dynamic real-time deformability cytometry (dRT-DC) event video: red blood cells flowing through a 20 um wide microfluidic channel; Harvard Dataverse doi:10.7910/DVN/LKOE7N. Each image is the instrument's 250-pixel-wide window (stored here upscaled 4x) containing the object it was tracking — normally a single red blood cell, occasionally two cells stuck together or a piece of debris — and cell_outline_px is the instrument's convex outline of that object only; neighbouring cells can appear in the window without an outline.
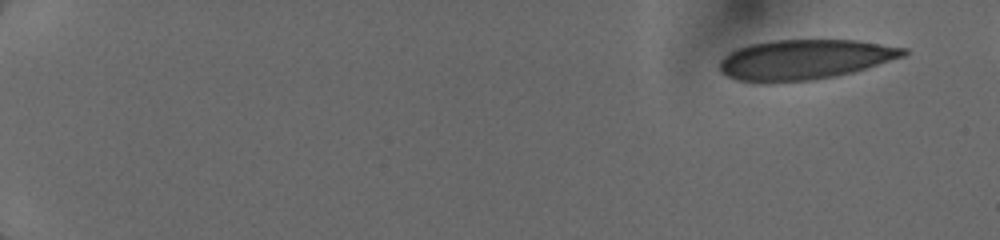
{"species": "human", "species_latin": "Homo sapiens", "temperature_condition": "cold", "stored_images_in_passage": 8, "camera_frame_rate_fps": 3000, "um_per_image_px": 0.085, "donor": {"sex": "female"}, "frame": {"image": 1, "passage_image": 1, "time_ms": 0.0, "image_size_px": [1000, 240], "cell_outline_px": [[908, 52], [904, 56], [852, 72], [836, 76], [812, 80], [736, 80], [728, 76], [720, 68], [720, 60], [724, 56], [740, 48], [752, 44], [772, 40], [856, 40], [908, 48]], "centroid_in_image_um": [68.47, 5.03], "position_along_channel_um": 16.5, "area_um2": 41.73}}
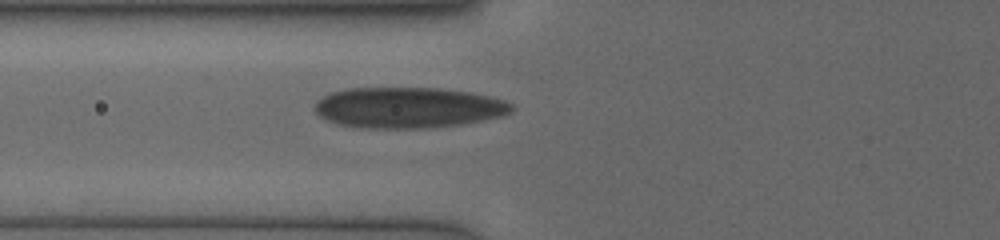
{"frame": {"image": 2, "passage_image": 8, "time_ms": 6.0, "image_size_px": [1000, 240], "cell_outline_px": [[512, 112], [500, 116], [484, 120], [460, 124], [428, 128], [368, 128], [340, 124], [328, 120], [320, 116], [312, 108], [316, 100], [332, 92], [348, 88], [440, 88], [468, 92], [488, 96], [504, 100], [512, 104]], "centroid_in_image_um": [34.67, 9.14], "position_along_channel_um": 91.1, "area_um2": 46.64}}